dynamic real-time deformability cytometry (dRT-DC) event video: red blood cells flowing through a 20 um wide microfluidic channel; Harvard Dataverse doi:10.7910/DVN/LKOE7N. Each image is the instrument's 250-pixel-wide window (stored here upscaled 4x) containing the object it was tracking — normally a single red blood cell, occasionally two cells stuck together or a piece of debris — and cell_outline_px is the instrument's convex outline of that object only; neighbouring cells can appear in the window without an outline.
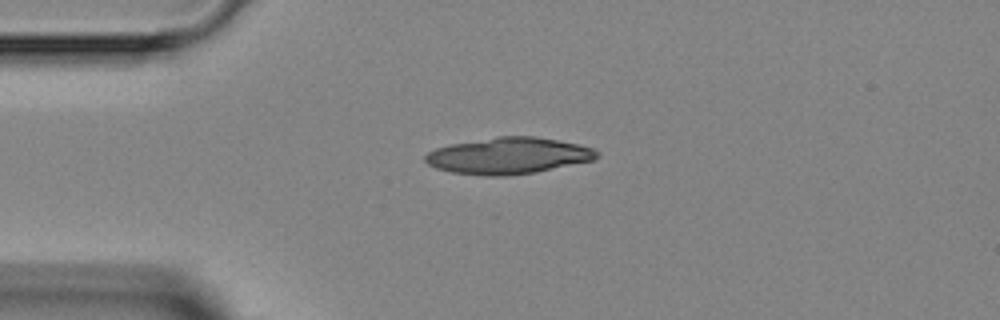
{"species": "Egyptian fruit bat (a non-hibernating species)", "species_latin": "Rousettus aegyptiacus", "temperature_condition": "room temperature", "stored_images_in_passage": 3, "segment_of_instrument_passage": [1, 2], "camera_frame_rate_fps": 3000, "um_per_image_px": 0.085, "animal": {"sex": "female"}, "frame": {"image": 1, "passage_image": 2, "time_ms": 1.667, "image_size_px": [1000, 320], "cell_outline_px": [[600, 156], [596, 160], [536, 172], [504, 176], [488, 176], [452, 172], [436, 168], [428, 164], [424, 160], [424, 156], [428, 152], [436, 148], [448, 144], [496, 136], [536, 136], [576, 144], [592, 148], [600, 152]], "centroid_in_image_um": [43.22, 13.23], "position_along_channel_um": 41.8, "area_um2": 36.65}}